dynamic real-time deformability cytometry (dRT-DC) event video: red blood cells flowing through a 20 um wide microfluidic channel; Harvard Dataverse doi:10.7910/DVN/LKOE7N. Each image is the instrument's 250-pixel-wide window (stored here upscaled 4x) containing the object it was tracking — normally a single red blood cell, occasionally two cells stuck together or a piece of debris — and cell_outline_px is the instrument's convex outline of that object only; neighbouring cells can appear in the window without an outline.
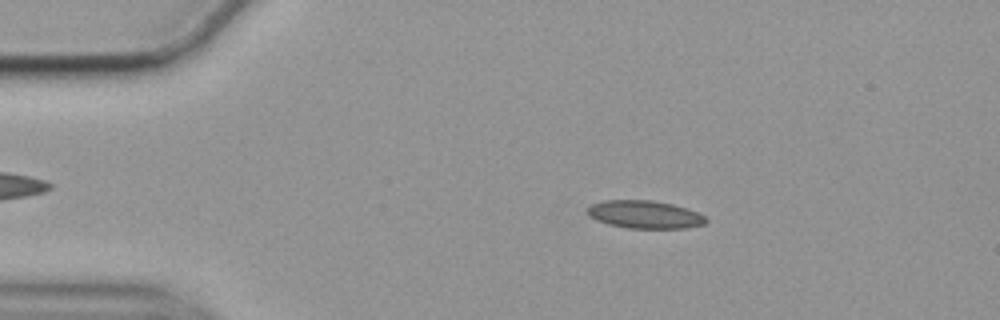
{"species": "common noctule bat (a hibernating species)", "species_latin": "Nyctalus noctula", "temperature_condition": "cold", "stored_images_in_passage": 56, "camera_frame_rate_fps": 3000, "um_per_image_px": 0.085, "animal": {"sex": "female", "body_mass_g": 19.9}, "frame": {"image": 1, "passage_image": 10, "time_ms": 3.0, "image_size_px": [1000, 320], "cell_outline_px": [[708, 220], [704, 224], [688, 228], [628, 228], [608, 224], [596, 220], [588, 216], [588, 208], [592, 204], [604, 200], [652, 200], [672, 204], [696, 212], [704, 216]], "centroid_in_image_um": [54.78, 18.23], "position_along_channel_um": 30.2, "area_um2": 19.13}}
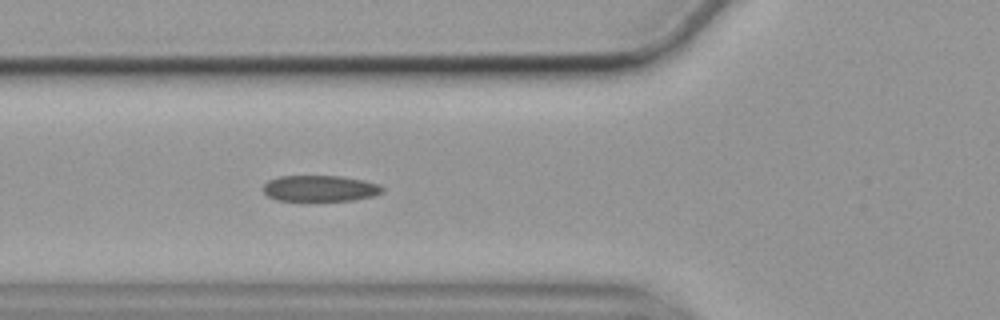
{"frame": {"image": 2, "passage_image": 20, "time_ms": 6.333, "image_size_px": [1000, 320], "cell_outline_px": [[384, 192], [372, 196], [352, 200], [276, 200], [268, 196], [260, 188], [268, 180], [280, 176], [340, 176], [364, 180], [380, 184], [384, 188]], "centroid_in_image_um": [27.19, 16.0], "position_along_channel_um": 98.6, "area_um2": 18.15}}
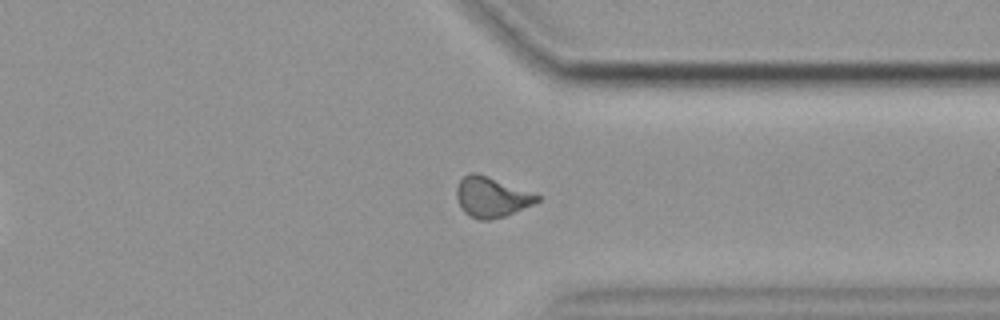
{"frame": {"image": 3, "passage_image": 43, "time_ms": 14.0, "image_size_px": [1000, 320], "cell_outline_px": [[540, 200], [532, 204], [504, 216], [488, 220], [480, 220], [464, 212], [456, 196], [456, 188], [460, 180], [468, 172], [476, 172], [540, 196]], "centroid_in_image_um": [41.73, 16.74], "position_along_channel_um": 369.7, "area_um2": 18.32}, "authors_computed_cell_mechanics": {"area_um2": 18.4382, "velocity_mm_per_s": 3.5341, "shape_relaxation_time_tau1_ms": 8.8172, "shape_relaxation_time_tau2_ms": 3.2357, "deformation_change_tau1": 0.1847, "deformation_change_tau2": 0.1004}}